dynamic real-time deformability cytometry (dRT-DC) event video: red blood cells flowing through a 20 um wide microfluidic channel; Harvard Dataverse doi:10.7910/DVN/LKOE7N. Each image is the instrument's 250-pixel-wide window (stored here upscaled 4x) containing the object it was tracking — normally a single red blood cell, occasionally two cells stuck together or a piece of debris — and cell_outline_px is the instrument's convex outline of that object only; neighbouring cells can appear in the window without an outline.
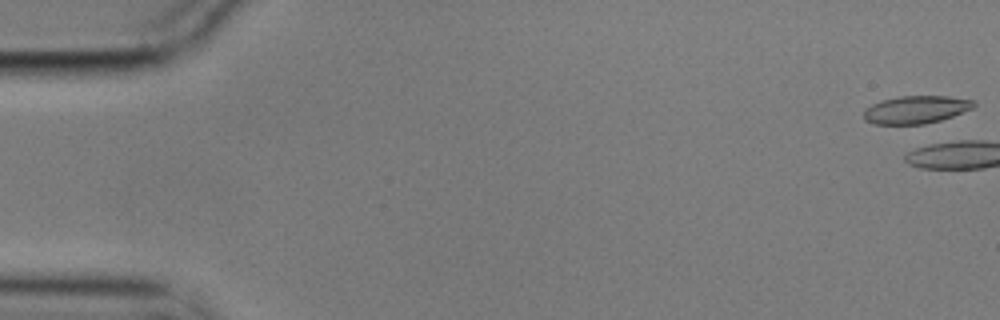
{"species": "common noctule bat (a hibernating species)", "species_latin": "Nyctalus noctula", "temperature_condition": "cold", "stored_images_in_passage": 6, "camera_frame_rate_fps": 3000, "um_per_image_px": 0.085, "animal": {"sex": "male", "body_mass_g": 17.9}, "frame": {"image": 1, "passage_image": 1, "time_ms": 0.0, "image_size_px": [1000, 320], "cell_outline_px": [[976, 104], [972, 108], [952, 116], [940, 120], [924, 124], [872, 124], [864, 120], [864, 108], [880, 100], [900, 96], [948, 96], [976, 100]], "centroid_in_image_um": [77.83, 9.31], "position_along_channel_um": 7.2, "area_um2": 17.92}}